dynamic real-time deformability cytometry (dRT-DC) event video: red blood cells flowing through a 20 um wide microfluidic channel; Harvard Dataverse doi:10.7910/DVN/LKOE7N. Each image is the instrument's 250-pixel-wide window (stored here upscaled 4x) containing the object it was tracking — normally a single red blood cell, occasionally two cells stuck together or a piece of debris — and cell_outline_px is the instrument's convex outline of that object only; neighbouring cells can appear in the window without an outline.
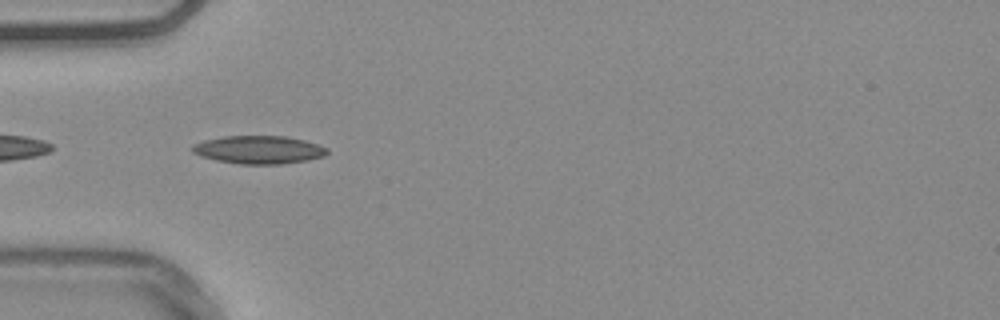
{"species": "common noctule bat (a hibernating species)", "species_latin": "Nyctalus noctula", "temperature_condition": "warm", "stored_images_in_passage": 7, "camera_frame_rate_fps": 3000, "um_per_image_px": 0.085, "animal": {"sex": "male", "body_mass_g": 20.4}, "frame": {"image": 1, "passage_image": 3, "time_ms": 0.667, "image_size_px": [1000, 320], "cell_outline_px": [[328, 152], [324, 156], [308, 160], [280, 164], [240, 164], [216, 160], [192, 152], [192, 144], [204, 140], [224, 136], [288, 136], [304, 140], [328, 148]], "centroid_in_image_um": [22.01, 12.72], "position_along_channel_um": 63.0, "area_um2": 21.96}}